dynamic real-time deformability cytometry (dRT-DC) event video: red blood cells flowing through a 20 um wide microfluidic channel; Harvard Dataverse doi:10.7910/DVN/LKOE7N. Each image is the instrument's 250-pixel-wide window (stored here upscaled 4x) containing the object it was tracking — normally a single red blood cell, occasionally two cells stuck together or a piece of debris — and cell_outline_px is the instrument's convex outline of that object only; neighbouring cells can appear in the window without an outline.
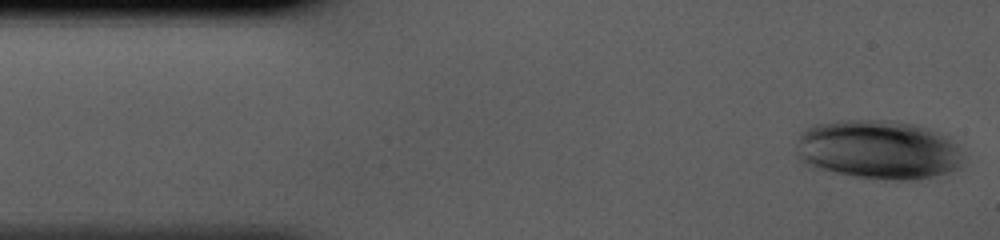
{"species": "human", "species_latin": "Homo sapiens", "temperature_condition": "cold", "stored_images_in_passage": 41, "camera_frame_rate_fps": 3000, "um_per_image_px": 0.085, "donor": {"sex": "male"}, "frame": {"image": 1, "passage_image": 1, "time_ms": 0.0, "image_size_px": [1000, 240], "cell_outline_px": [[964, 156], [960, 168], [952, 172], [924, 184], [852, 176], [832, 172], [816, 168], [804, 164], [800, 160], [796, 152], [800, 132], [816, 124], [836, 120], [896, 120], [912, 124], [948, 136], [964, 152]], "centroid_in_image_um": [74.76, 12.79], "position_along_channel_um": 10.2, "area_um2": 59.42}}
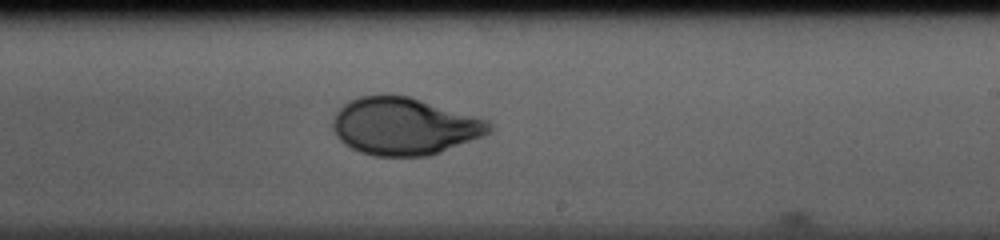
{"frame": {"image": 2, "passage_image": 24, "time_ms": 7.667, "image_size_px": [1000, 240], "cell_outline_px": [[496, 128], [492, 132], [484, 136], [440, 152], [428, 156], [372, 156], [360, 152], [344, 144], [336, 136], [332, 128], [332, 124], [336, 112], [344, 104], [360, 96], [408, 96], [488, 120]], "centroid_in_image_um": [34.39, 10.76], "position_along_channel_um": 254.6, "area_um2": 52.02}}
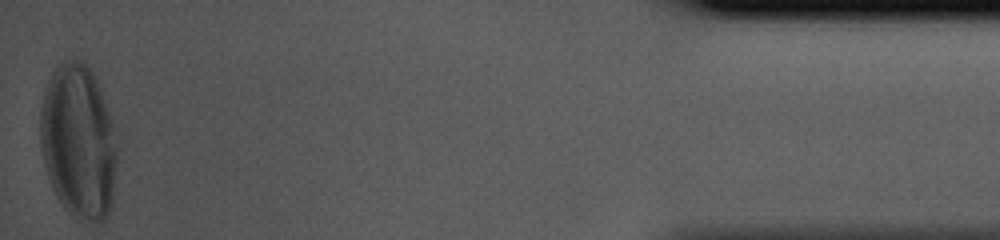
{"frame": {"image": 3, "passage_image": 41, "time_ms": 13.333, "image_size_px": [1000, 240], "cell_outline_px": [[116, 164], [112, 208], [104, 220], [100, 224], [76, 220], [64, 208], [56, 196], [52, 188], [48, 176], [44, 160], [40, 140], [40, 112], [44, 92], [48, 80], [52, 72], [64, 60], [80, 60], [88, 64], [96, 76], [112, 116], [116, 144]], "centroid_in_image_um": [6.69, 12.06], "position_along_channel_um": 428.5, "area_um2": 70.11}}